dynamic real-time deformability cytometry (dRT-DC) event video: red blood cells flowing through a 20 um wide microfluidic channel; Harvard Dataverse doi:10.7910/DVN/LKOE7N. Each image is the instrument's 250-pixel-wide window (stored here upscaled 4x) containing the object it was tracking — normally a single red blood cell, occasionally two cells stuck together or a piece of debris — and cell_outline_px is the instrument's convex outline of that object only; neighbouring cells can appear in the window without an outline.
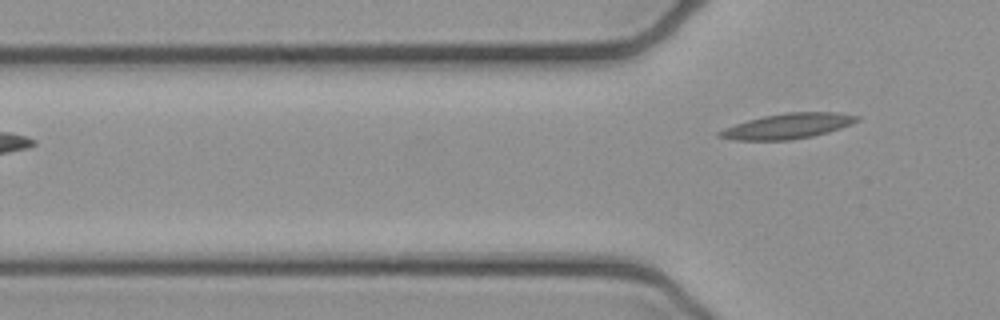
{"species": "common noctule bat (a hibernating species)", "species_latin": "Nyctalus noctula", "temperature_condition": "cold", "stored_images_in_passage": 5, "camera_frame_rate_fps": 3000, "um_per_image_px": 0.085, "animal": {"sex": "female", "body_mass_g": 21.9}, "frame": {"image": 1, "passage_image": 5, "time_ms": 1.333, "image_size_px": [1000, 320], "cell_outline_px": [[860, 120], [852, 124], [828, 132], [812, 136], [788, 140], [736, 140], [716, 136], [716, 132], [724, 128], [748, 120], [764, 116], [784, 112], [840, 112], [860, 116]], "centroid_in_image_um": [66.98, 10.71], "position_along_channel_um": 58.8, "area_um2": 20.29}}